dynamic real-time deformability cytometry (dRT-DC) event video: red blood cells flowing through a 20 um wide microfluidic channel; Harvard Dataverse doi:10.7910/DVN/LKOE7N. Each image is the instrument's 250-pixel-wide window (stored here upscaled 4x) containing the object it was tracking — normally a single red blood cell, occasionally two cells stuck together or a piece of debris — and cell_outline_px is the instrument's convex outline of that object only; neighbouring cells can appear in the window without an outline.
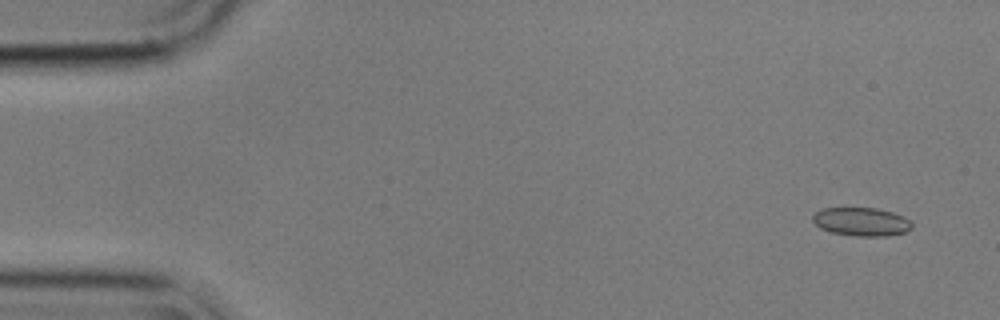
{"species": "common noctule bat (a hibernating species)", "species_latin": "Nyctalus noctula", "temperature_condition": "cold", "stored_images_in_passage": 22, "camera_frame_rate_fps": 3000, "um_per_image_px": 0.085, "animal": {"sex": "male", "body_mass_g": 17.9}, "frame": {"image": 1, "passage_image": 4, "time_ms": 1.0, "image_size_px": [1000, 320], "cell_outline_px": [[912, 228], [904, 232], [888, 236], [856, 236], [832, 232], [820, 228], [812, 220], [812, 216], [816, 212], [824, 208], [876, 208], [892, 212], [904, 216], [912, 220]], "centroid_in_image_um": [73.25, 18.84], "position_along_channel_um": 11.7, "area_um2": 16.47}}
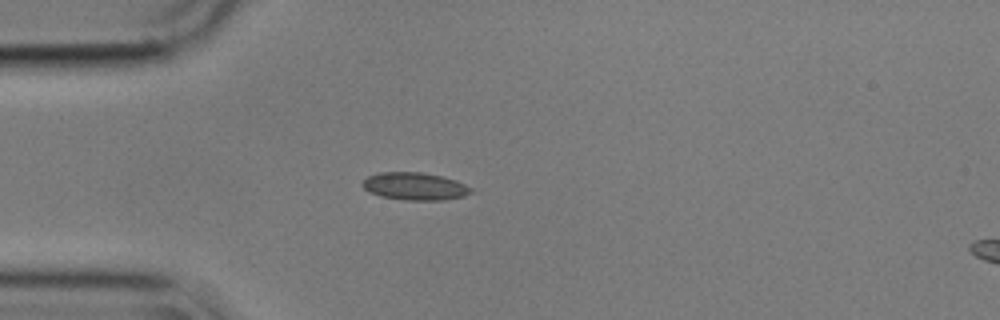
{"frame": {"image": 2, "passage_image": 16, "time_ms": 5.0, "image_size_px": [1000, 320], "cell_outline_px": [[472, 192], [464, 196], [444, 200], [404, 200], [380, 196], [364, 188], [360, 184], [368, 176], [380, 172], [420, 172], [440, 176], [456, 180], [472, 188]], "centroid_in_image_um": [35.26, 15.83], "position_along_channel_um": 49.7, "area_um2": 17.34}}
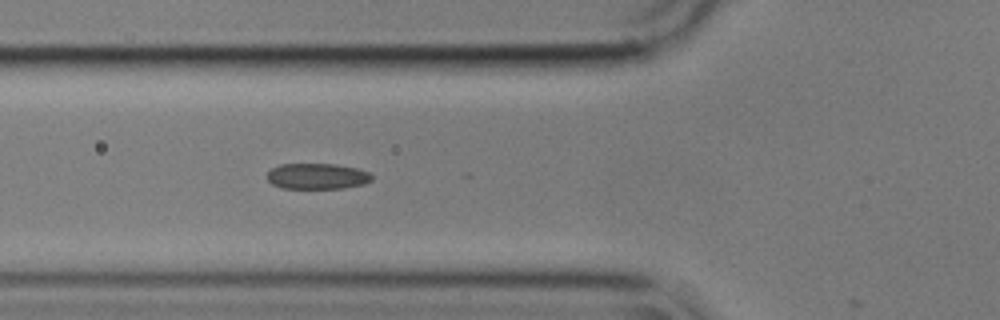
{"frame": {"image": 3, "passage_image": 21, "time_ms": 6.667, "image_size_px": [1000, 320], "cell_outline_px": [[372, 180], [364, 184], [344, 188], [280, 188], [272, 184], [268, 180], [268, 172], [272, 168], [280, 164], [336, 164], [356, 168], [368, 172], [372, 176]], "centroid_in_image_um": [26.96, 14.98], "position_along_channel_um": 98.8, "area_um2": 15.72}}